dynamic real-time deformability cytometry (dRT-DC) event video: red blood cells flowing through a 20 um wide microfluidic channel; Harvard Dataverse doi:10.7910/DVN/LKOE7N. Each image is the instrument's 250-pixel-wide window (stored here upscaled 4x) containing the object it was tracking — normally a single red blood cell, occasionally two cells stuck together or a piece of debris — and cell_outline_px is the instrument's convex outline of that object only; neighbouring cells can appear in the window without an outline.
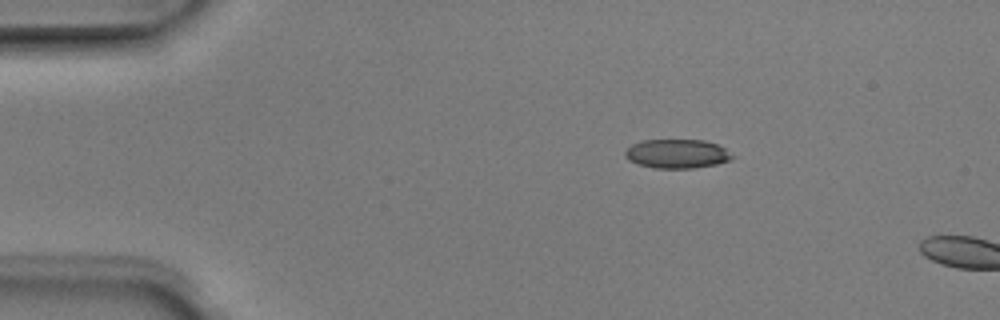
{"species": "Egyptian fruit bat (a non-hibernating species)", "species_latin": "Rousettus aegyptiacus", "temperature_condition": "room temperature", "stored_images_in_passage": 4, "camera_frame_rate_fps": 3000, "um_per_image_px": 0.085, "animal": {"sex": "male"}, "frame": {"image": 1, "passage_image": 3, "time_ms": 0.667, "image_size_px": [1000, 320], "cell_outline_px": [[736, 156], [732, 160], [716, 164], [692, 168], [652, 168], [628, 160], [624, 156], [624, 152], [632, 144], [640, 140], [704, 140], [716, 144], [724, 148]], "centroid_in_image_um": [57.55, 13.07], "position_along_channel_um": 27.4, "area_um2": 18.21}}